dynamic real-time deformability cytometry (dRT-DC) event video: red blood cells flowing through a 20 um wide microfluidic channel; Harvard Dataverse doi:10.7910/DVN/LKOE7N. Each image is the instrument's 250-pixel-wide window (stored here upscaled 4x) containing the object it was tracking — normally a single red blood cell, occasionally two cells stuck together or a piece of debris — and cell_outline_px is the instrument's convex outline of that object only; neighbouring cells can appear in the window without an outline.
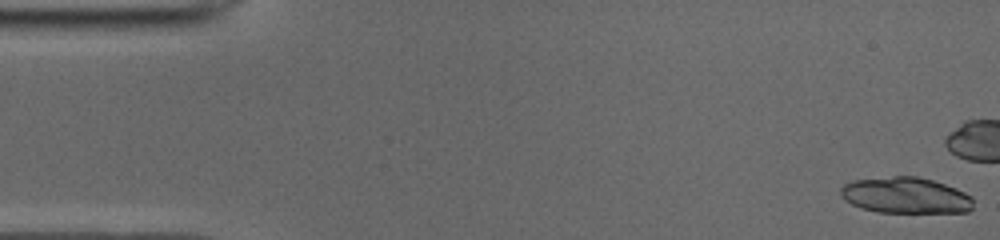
{"species": "common noctule bat (a hibernating species)", "species_latin": "Nyctalus noctula", "temperature_condition": "cold", "stored_images_in_passage": 20, "camera_frame_rate_fps": 3000, "um_per_image_px": 0.085, "animal": {"sex": "male", "body_mass_g": 19.0, "forearm_length_mm": 50.8}, "frame": {"image": 1, "passage_image": 1, "time_ms": 0.0, "image_size_px": [1000, 240], "cell_outline_px": [[972, 208], [968, 212], [880, 212], [860, 208], [844, 200], [840, 196], [840, 188], [844, 184], [852, 180], [892, 176], [916, 176], [932, 180], [956, 188], [972, 196]], "centroid_in_image_um": [76.94, 16.6], "position_along_channel_um": 8.1, "area_um2": 27.98}}